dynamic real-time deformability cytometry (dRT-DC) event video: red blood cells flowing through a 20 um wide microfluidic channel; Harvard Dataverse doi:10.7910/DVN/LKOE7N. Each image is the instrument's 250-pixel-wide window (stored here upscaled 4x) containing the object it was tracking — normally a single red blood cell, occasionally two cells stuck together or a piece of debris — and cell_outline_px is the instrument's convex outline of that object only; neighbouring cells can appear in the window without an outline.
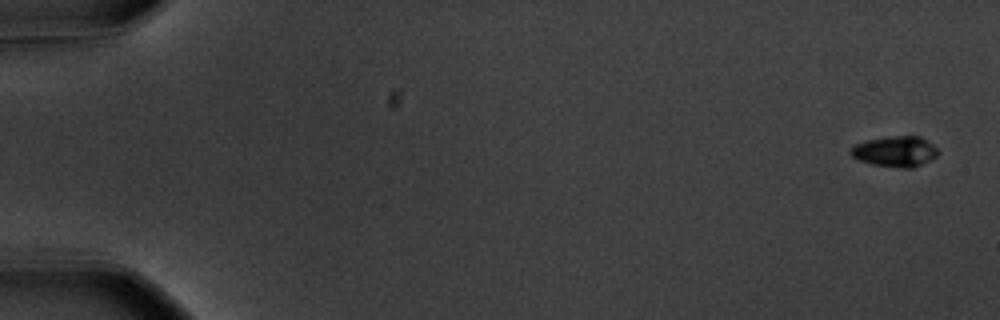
{"species": "common noctule bat (a hibernating species)", "species_latin": "Nyctalus noctula", "temperature_condition": "warm", "stored_images_in_passage": 56, "camera_frame_rate_fps": 3000, "um_per_image_px": 0.085, "animal": {"sex": "male", "body_mass_g": 20.1, "forearm_length_mm": 53.5}, "frame": {"image": 1, "passage_image": 1, "time_ms": 0.0, "image_size_px": [1000, 320], "cell_outline_px": [[940, 152], [936, 156], [912, 168], [904, 168], [872, 164], [860, 160], [852, 156], [848, 152], [856, 144], [868, 140], [892, 136], [920, 136], [932, 144]], "centroid_in_image_um": [76.09, 12.87], "position_along_channel_um": 8.9, "area_um2": 15.26}}
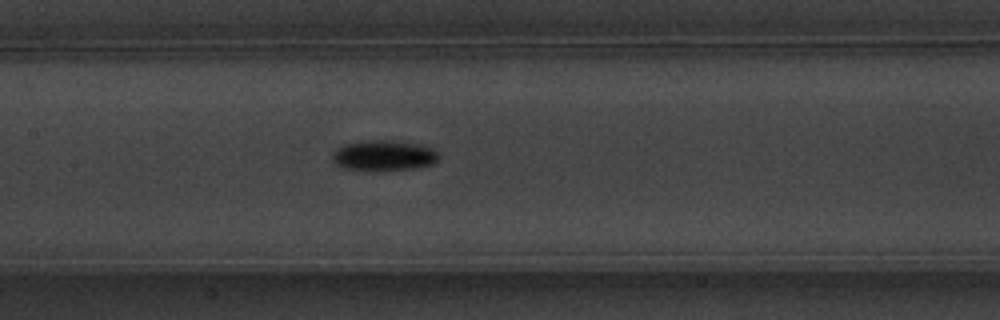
{"frame": {"image": 2, "passage_image": 28, "time_ms": 9.0, "image_size_px": [1000, 320], "cell_outline_px": [[440, 156], [432, 164], [416, 168], [348, 168], [336, 164], [332, 160], [332, 152], [336, 148], [344, 144], [372, 140], [392, 140], [420, 144], [432, 148]], "centroid_in_image_um": [32.63, 13.17], "position_along_channel_um": 174.8, "area_um2": 18.15}}
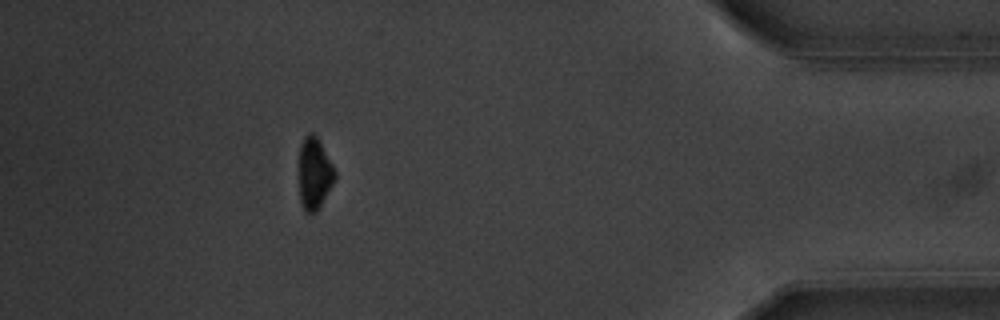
{"frame": {"image": 3, "passage_image": 51, "time_ms": 16.667, "image_size_px": [1000, 320], "cell_outline_px": [[336, 180], [316, 212], [304, 212], [300, 200], [300, 144], [304, 136], [308, 132], [312, 132], [320, 140], [336, 172]], "centroid_in_image_um": [26.74, 14.72], "position_along_channel_um": 408.5, "area_um2": 15.03}, "authors_computed_cell_mechanics": {"area_um2": 16.1551, "velocity_mm_per_s": 3.6312, "shape_relaxation_time_tau1_ms": 1.8429, "shape_relaxation_time_tau2_ms": null, "deformation_change_tau1": 0.1525, "deformation_change_tau2": null}}